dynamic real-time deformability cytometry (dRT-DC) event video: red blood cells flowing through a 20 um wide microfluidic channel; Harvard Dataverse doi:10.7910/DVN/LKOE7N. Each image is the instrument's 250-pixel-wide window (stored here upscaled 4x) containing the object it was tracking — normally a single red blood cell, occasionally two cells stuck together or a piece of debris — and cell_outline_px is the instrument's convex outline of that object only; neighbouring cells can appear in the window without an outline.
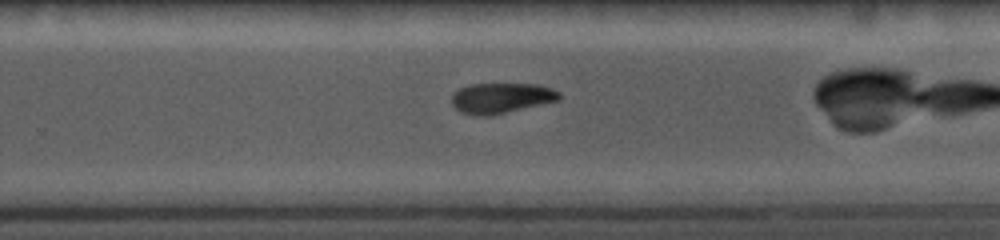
{"species": "common noctule bat (a hibernating species)", "species_latin": "Nyctalus noctula", "temperature_condition": "cold", "stored_images_in_passage": 18, "camera_frame_rate_fps": 5000, "um_per_image_px": 0.085, "animal": {"sex": "female", "body_mass_g": 19.0, "forearm_length_mm": 56.7}, "frame": {"image": 1, "passage_image": 11, "time_ms": 5.6, "image_size_px": [1000, 240], "cell_outline_px": [[560, 100], [488, 116], [480, 116], [460, 112], [452, 104], [452, 96], [460, 88], [472, 84], [540, 84], [552, 88], [560, 92]], "centroid_in_image_um": [42.63, 8.32], "position_along_channel_um": 287.2, "area_um2": 18.9}}